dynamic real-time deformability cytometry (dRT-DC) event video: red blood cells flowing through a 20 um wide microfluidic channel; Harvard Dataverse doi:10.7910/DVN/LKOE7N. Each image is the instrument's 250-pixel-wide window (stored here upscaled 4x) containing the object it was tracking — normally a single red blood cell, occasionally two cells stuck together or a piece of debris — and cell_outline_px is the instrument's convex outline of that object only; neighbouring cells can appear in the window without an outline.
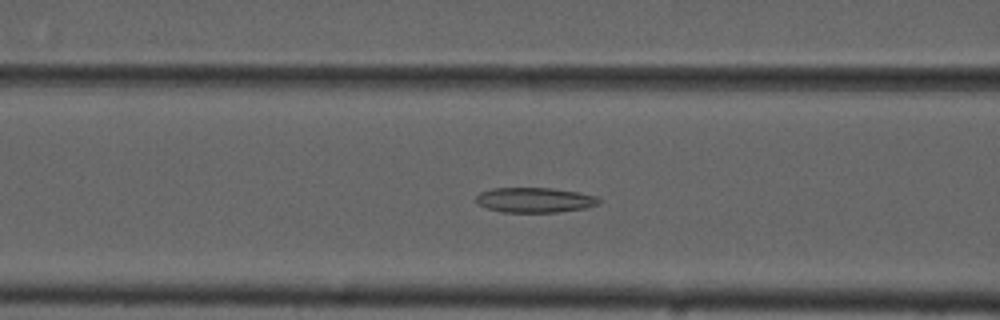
{"species": "common noctule bat (a hibernating species)", "species_latin": "Nyctalus noctula", "temperature_condition": "cold", "stored_images_in_passage": 55, "camera_frame_rate_fps": 3000, "um_per_image_px": 0.085, "animal": {"sex": "male", "forearm_length_mm": 52.5}, "frame": {"image": 1, "passage_image": 21, "time_ms": 6.667, "image_size_px": [1000, 320], "cell_outline_px": [[600, 204], [584, 208], [560, 212], [504, 212], [488, 208], [480, 204], [476, 200], [476, 196], [480, 192], [492, 188], [552, 188], [576, 192], [596, 196], [600, 200]], "centroid_in_image_um": [45.47, 17.0], "position_along_channel_um": 121.1, "area_um2": 17.74}}
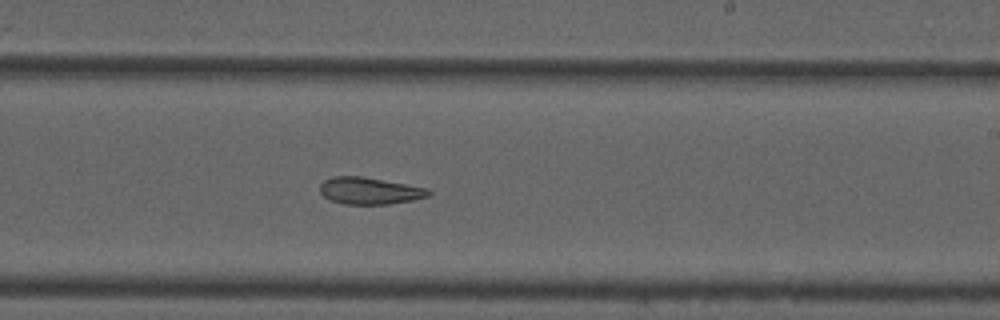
{"frame": {"image": 2, "passage_image": 32, "time_ms": 10.333, "image_size_px": [1000, 320], "cell_outline_px": [[432, 192], [428, 196], [412, 200], [388, 204], [344, 204], [332, 200], [324, 196], [320, 192], [320, 184], [324, 180], [332, 176], [360, 176], [428, 188]], "centroid_in_image_um": [31.4, 16.21], "position_along_channel_um": 257.6, "area_um2": 16.88}}
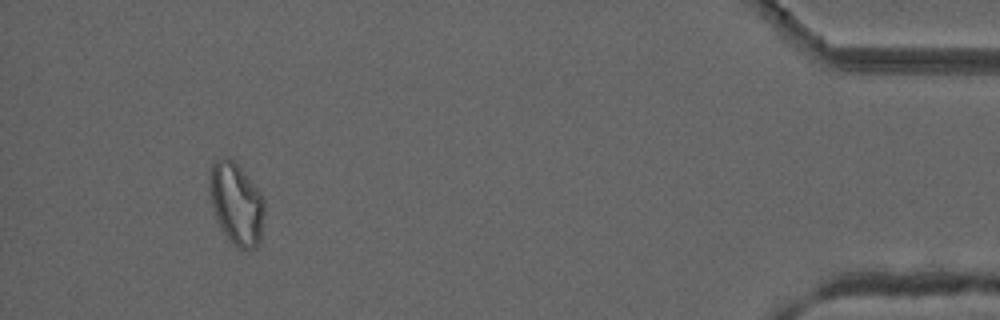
{"frame": {"image": 3, "passage_image": 50, "time_ms": 16.333, "image_size_px": [1000, 320], "cell_outline_px": [[264, 212], [260, 240], [256, 248], [248, 252], [244, 252], [232, 244], [228, 240], [216, 220], [212, 204], [212, 164], [216, 160], [224, 156], [232, 160], [244, 172], [264, 196]], "centroid_in_image_um": [20.15, 17.4], "position_along_channel_um": 415.1, "area_um2": 25.95}, "authors_computed_cell_mechanics": {"area_um2": 20.6346, "velocity_mm_per_s": 3.7252, "shape_relaxation_time_tau1_ms": null, "shape_relaxation_time_tau2_ms": 4.5394, "deformation_change_tau1": null, "deformation_change_tau2": 0.1089}}